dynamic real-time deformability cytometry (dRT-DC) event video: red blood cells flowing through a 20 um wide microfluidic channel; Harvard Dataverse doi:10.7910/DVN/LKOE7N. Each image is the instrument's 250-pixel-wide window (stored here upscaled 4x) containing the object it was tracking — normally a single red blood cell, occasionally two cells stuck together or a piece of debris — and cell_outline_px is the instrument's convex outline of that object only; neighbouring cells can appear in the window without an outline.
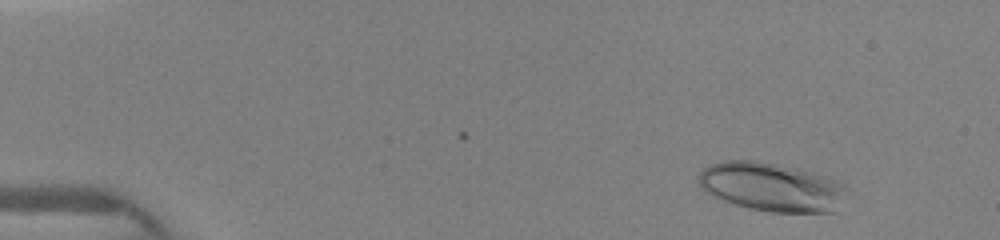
{"species": "human", "species_latin": "Homo sapiens", "temperature_condition": "warm", "stored_images_in_passage": 38, "camera_frame_rate_fps": 3000, "um_per_image_px": 0.085, "donor": {"sex": "female"}, "frame": {"image": 1, "passage_image": 3, "time_ms": 0.667, "image_size_px": [1000, 240], "cell_outline_px": [[852, 188], [836, 212], [772, 212], [748, 208], [712, 196], [700, 184], [700, 172], [704, 168], [712, 164], [724, 160], [756, 160], [796, 168], [812, 172], [824, 176], [844, 184]], "centroid_in_image_um": [65.67, 15.9], "position_along_channel_um": 19.3, "area_um2": 42.14}}
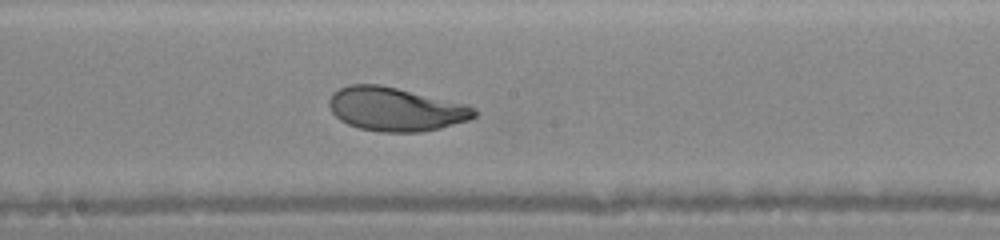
{"frame": {"image": 2, "passage_image": 21, "time_ms": 7.667, "image_size_px": [1000, 240], "cell_outline_px": [[476, 116], [468, 120], [440, 128], [420, 132], [380, 132], [360, 128], [348, 124], [340, 120], [332, 112], [328, 104], [328, 100], [332, 92], [348, 84], [380, 84], [464, 104], [476, 108]], "centroid_in_image_um": [33.58, 9.28], "position_along_channel_um": 214.6, "area_um2": 36.82}}
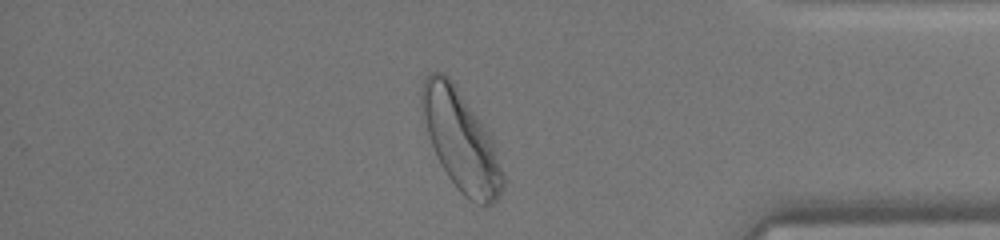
{"frame": {"image": 3, "passage_image": 33, "time_ms": 12.333, "image_size_px": [1000, 240], "cell_outline_px": [[504, 184], [496, 200], [492, 204], [484, 208], [464, 196], [460, 192], [448, 176], [440, 164], [436, 156], [428, 132], [420, 104], [420, 92], [424, 80], [432, 72], [444, 72], [448, 76], [492, 136], [504, 172]], "centroid_in_image_um": [39.2, 11.99], "position_along_channel_um": 396.0, "area_um2": 46.88}}